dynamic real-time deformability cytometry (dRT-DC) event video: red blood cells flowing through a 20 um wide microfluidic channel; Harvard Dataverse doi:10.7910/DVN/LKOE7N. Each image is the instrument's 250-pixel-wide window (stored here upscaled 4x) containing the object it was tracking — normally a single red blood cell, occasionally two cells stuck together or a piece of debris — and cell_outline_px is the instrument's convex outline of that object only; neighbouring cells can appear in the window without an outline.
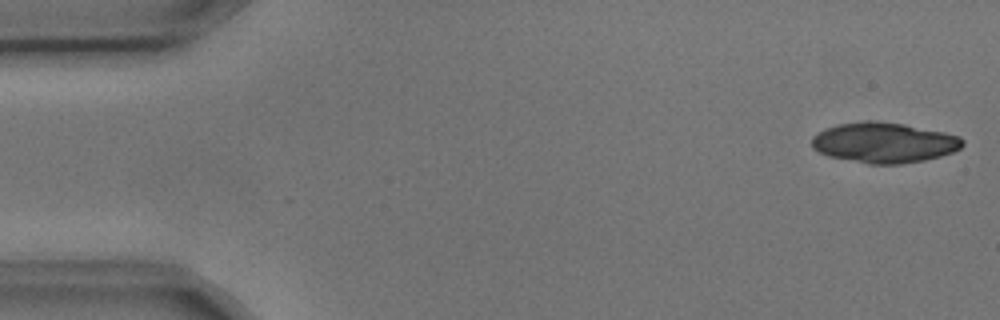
{"species": "common noctule bat (a hibernating species)", "species_latin": "Nyctalus noctula", "temperature_condition": "cold", "stored_images_in_passage": 4, "camera_frame_rate_fps": 3000, "um_per_image_px": 0.085, "animal": {"sex": "male", "body_mass_g": 17.9, "forearm_length_mm": 54.2}, "frame": {"image": 1, "passage_image": 1, "time_ms": 0.0, "image_size_px": [1000, 320], "cell_outline_px": [[964, 144], [960, 148], [952, 152], [940, 156], [924, 160], [900, 164], [868, 164], [828, 156], [812, 148], [812, 136], [824, 128], [836, 124], [864, 120], [876, 120], [904, 124], [944, 132], [960, 136], [964, 140]], "centroid_in_image_um": [75.12, 12.11], "position_along_channel_um": 9.9, "area_um2": 35.72}}